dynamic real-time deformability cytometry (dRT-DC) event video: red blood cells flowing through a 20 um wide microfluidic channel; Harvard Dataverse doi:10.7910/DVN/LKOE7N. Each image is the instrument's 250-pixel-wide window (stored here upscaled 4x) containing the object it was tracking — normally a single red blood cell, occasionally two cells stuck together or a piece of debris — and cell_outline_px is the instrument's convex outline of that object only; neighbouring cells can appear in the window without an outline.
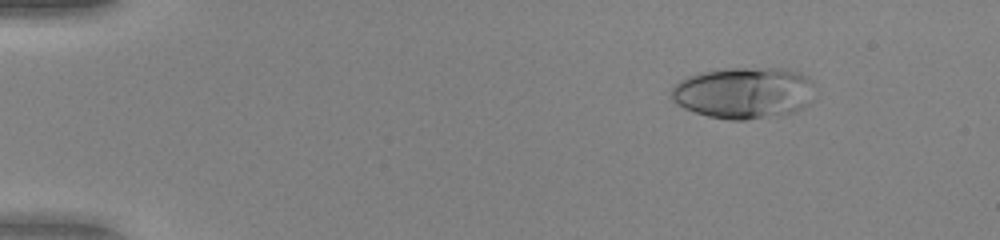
{"species": "human", "species_latin": "Homo sapiens", "temperature_condition": "warm", "stored_images_in_passage": 47, "camera_frame_rate_fps": 3000, "um_per_image_px": 0.085, "donor": {"sex": "female"}, "frame": {"image": 1, "passage_image": 3, "time_ms": 0.667, "image_size_px": [1000, 240], "cell_outline_px": [[816, 100], [792, 112], [744, 120], [728, 120], [708, 116], [684, 108], [676, 104], [668, 96], [672, 88], [680, 80], [688, 76], [704, 72], [724, 68], [784, 68], [800, 72], [808, 76], [812, 80], [816, 96]], "centroid_in_image_um": [63.26, 7.88], "position_along_channel_um": 21.7, "area_um2": 43.52}}
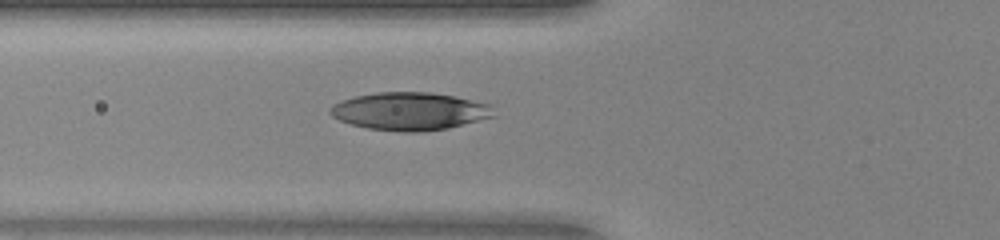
{"frame": {"image": 2, "passage_image": 16, "time_ms": 5.0, "image_size_px": [1000, 240], "cell_outline_px": [[496, 116], [448, 128], [420, 132], [404, 132], [368, 128], [352, 124], [340, 120], [332, 116], [328, 112], [328, 108], [332, 104], [340, 100], [356, 96], [376, 92], [432, 92], [456, 96], [492, 104]], "centroid_in_image_um": [34.85, 9.44], "position_along_channel_um": 91.0, "area_um2": 36.36}}
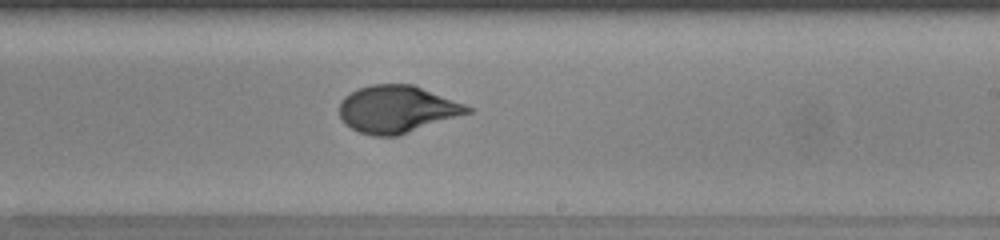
{"frame": {"image": 3, "passage_image": 28, "time_ms": 9.0, "image_size_px": [1000, 240], "cell_outline_px": [[472, 112], [400, 136], [372, 136], [360, 132], [344, 124], [340, 116], [340, 100], [344, 96], [356, 88], [372, 84], [412, 84], [464, 104], [472, 108]], "centroid_in_image_um": [33.72, 9.29], "position_along_channel_um": 255.3, "area_um2": 35.43}, "authors_computed_cell_mechanics": {"area_um2": 35.6626, "velocity_mm_per_s": 4.1028, "shape_relaxation_time_tau1_ms": 4.921, "shape_relaxation_time_tau2_ms": 0.8088, "deformation_change_tau1": 0.2287, "deformation_change_tau2": 0.0514}}